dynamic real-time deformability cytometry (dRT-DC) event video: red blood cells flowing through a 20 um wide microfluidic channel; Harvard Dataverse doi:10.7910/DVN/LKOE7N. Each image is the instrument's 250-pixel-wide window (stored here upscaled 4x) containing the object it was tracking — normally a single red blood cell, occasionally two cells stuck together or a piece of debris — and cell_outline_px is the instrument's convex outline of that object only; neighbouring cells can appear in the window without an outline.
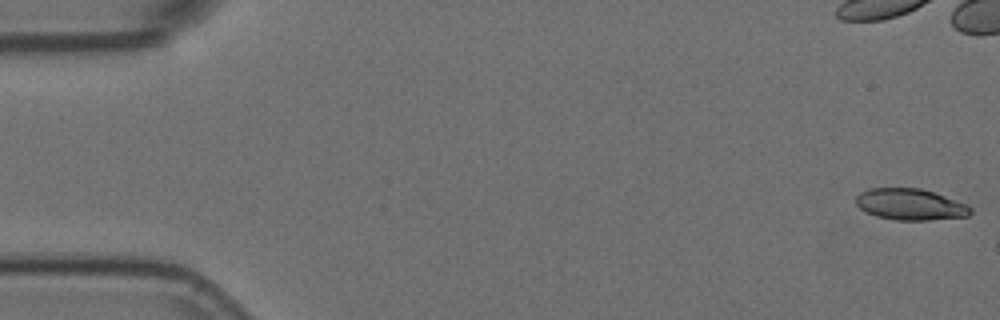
{"species": "Egyptian fruit bat (a non-hibernating species)", "species_latin": "Rousettus aegyptiacus", "temperature_condition": "room temperature", "stored_images_in_passage": 2, "camera_frame_rate_fps": 3000, "um_per_image_px": 0.085, "animal": {"sex": "female"}, "frame": {"image": 1, "passage_image": 1, "time_ms": 0.0, "image_size_px": [1000, 320], "cell_outline_px": [[972, 212], [968, 216], [928, 220], [896, 220], [876, 216], [860, 208], [856, 204], [856, 196], [860, 192], [868, 188], [920, 188], [968, 204], [972, 208]], "centroid_in_image_um": [77.38, 17.37], "position_along_channel_um": 7.6, "area_um2": 20.87}}